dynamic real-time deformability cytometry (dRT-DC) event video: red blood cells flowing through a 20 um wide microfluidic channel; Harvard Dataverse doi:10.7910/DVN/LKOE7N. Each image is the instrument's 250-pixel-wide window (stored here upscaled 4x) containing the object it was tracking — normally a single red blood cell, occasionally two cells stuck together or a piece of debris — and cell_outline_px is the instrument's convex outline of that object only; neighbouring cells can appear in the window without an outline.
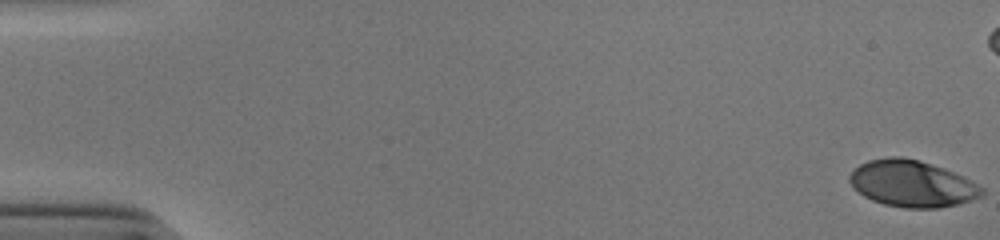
{"species": "human", "species_latin": "Homo sapiens", "temperature_condition": "cold", "stored_images_in_passage": 48, "camera_frame_rate_fps": 3000, "um_per_image_px": 0.085, "donor": {"sex": "male"}, "frame": {"image": 1, "passage_image": 1, "time_ms": 0.0, "image_size_px": [1000, 240], "cell_outline_px": [[984, 192], [980, 196], [956, 204], [936, 208], [904, 208], [884, 204], [872, 200], [864, 196], [848, 180], [848, 176], [860, 164], [868, 160], [888, 156], [900, 156], [920, 160], [944, 168], [964, 176], [984, 188]], "centroid_in_image_um": [77.52, 15.59], "position_along_channel_um": 7.5, "area_um2": 35.72}}
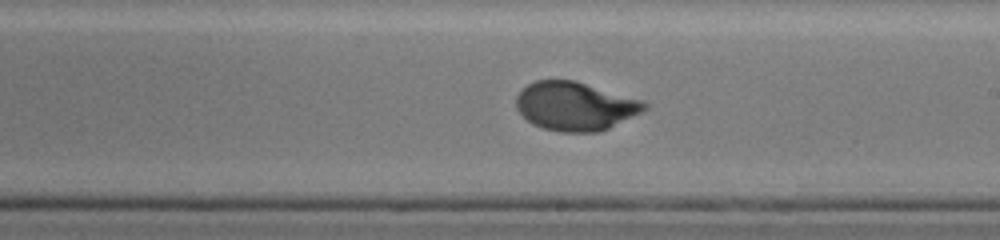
{"frame": {"image": 2, "passage_image": 32, "time_ms": 10.333, "image_size_px": [1000, 240], "cell_outline_px": [[648, 108], [608, 128], [596, 132], [560, 132], [544, 128], [532, 124], [516, 108], [516, 96], [528, 84], [536, 80], [576, 80], [644, 100], [648, 104]], "centroid_in_image_um": [48.9, 9.01], "position_along_channel_um": 240.1, "area_um2": 36.24}}
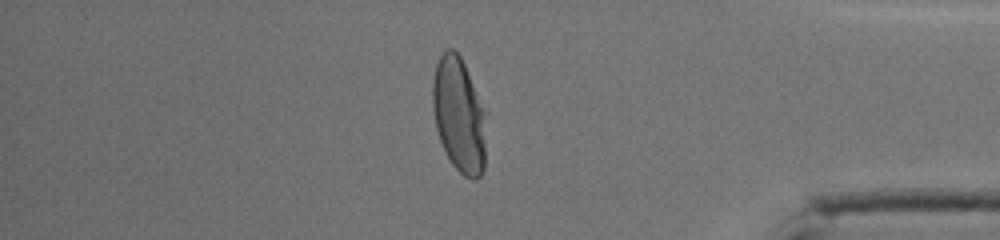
{"frame": {"image": 3, "passage_image": 46, "time_ms": 15.0, "image_size_px": [1000, 240], "cell_outline_px": [[484, 168], [480, 176], [476, 180], [472, 180], [464, 176], [452, 164], [440, 140], [436, 128], [432, 108], [432, 80], [436, 64], [440, 56], [448, 48], [452, 48], [460, 56], [464, 64], [484, 112]], "centroid_in_image_um": [38.97, 9.78], "position_along_channel_um": 396.2, "area_um2": 35.14}, "authors_computed_cell_mechanics": {"area_um2": 35.9227, "velocity_mm_per_s": 3.8948, "shape_relaxation_time_tau1_ms": 3.5559, "shape_relaxation_time_tau2_ms": null, "deformation_change_tau1": 0.1928, "deformation_change_tau2": null}}